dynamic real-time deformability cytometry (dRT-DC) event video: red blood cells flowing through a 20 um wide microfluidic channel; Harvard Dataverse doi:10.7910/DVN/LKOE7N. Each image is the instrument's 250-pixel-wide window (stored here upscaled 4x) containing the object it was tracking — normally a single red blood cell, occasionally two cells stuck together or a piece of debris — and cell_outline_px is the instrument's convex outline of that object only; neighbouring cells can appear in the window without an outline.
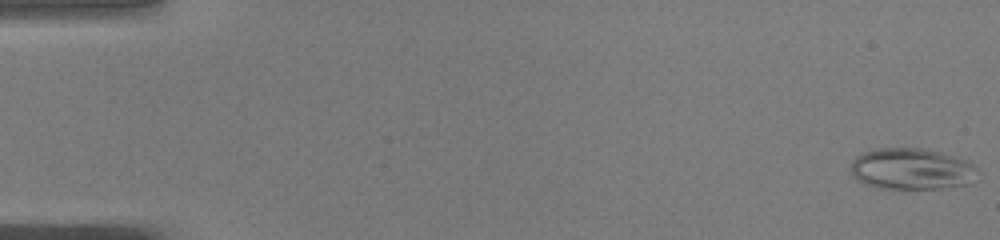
{"species": "common noctule bat (a hibernating species)", "species_latin": "Nyctalus noctula", "temperature_condition": "warm", "stored_images_in_passage": 50, "camera_frame_rate_fps": 3000, "um_per_image_px": 0.085, "animal": {"sex": "male", "body_mass_g": 19.0, "forearm_length_mm": 50.8}, "frame": {"image": 1, "passage_image": 1, "time_ms": 0.0, "image_size_px": [1000, 240], "cell_outline_px": [[976, 168], [964, 184], [940, 188], [880, 188], [864, 184], [852, 176], [848, 168], [852, 160], [856, 156], [864, 152], [876, 148], [924, 148], [956, 156], [968, 160]], "centroid_in_image_um": [77.35, 14.33], "position_along_channel_um": 7.6, "area_um2": 30.23}}
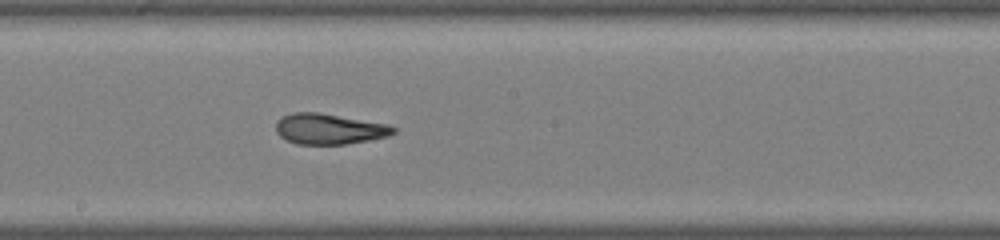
{"frame": {"image": 2, "passage_image": 28, "time_ms": 9.0, "image_size_px": [1000, 240], "cell_outline_px": [[396, 132], [388, 136], [368, 140], [344, 144], [296, 144], [280, 136], [276, 132], [276, 120], [292, 112], [320, 112], [388, 124], [396, 128]], "centroid_in_image_um": [27.97, 10.95], "position_along_channel_um": 220.2, "area_um2": 20.98}}
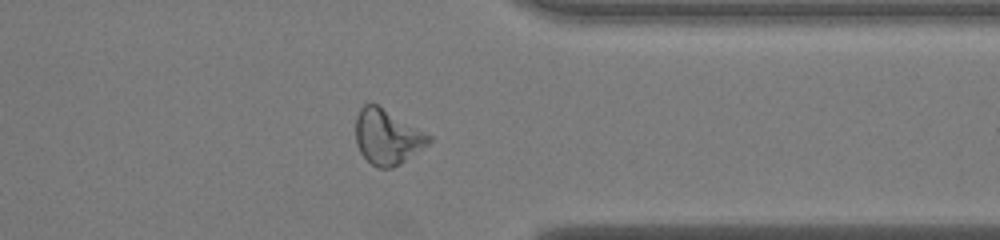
{"frame": {"image": 3, "passage_image": 40, "time_ms": 13.0, "image_size_px": [1000, 240], "cell_outline_px": [[432, 140], [428, 144], [400, 164], [392, 168], [380, 168], [372, 164], [360, 152], [356, 144], [356, 116], [360, 108], [364, 104], [376, 104], [432, 136]], "centroid_in_image_um": [32.9, 11.64], "position_along_channel_um": 378.5, "area_um2": 23.12}, "authors_computed_cell_mechanics": {"area_um2": 23.5246, "velocity_mm_per_s": 4.0623, "shape_relaxation_time_tau1_ms": 3.4749, "shape_relaxation_time_tau2_ms": 2.8986, "deformation_change_tau1": 0.1536, "deformation_change_tau2": 0.1382}}